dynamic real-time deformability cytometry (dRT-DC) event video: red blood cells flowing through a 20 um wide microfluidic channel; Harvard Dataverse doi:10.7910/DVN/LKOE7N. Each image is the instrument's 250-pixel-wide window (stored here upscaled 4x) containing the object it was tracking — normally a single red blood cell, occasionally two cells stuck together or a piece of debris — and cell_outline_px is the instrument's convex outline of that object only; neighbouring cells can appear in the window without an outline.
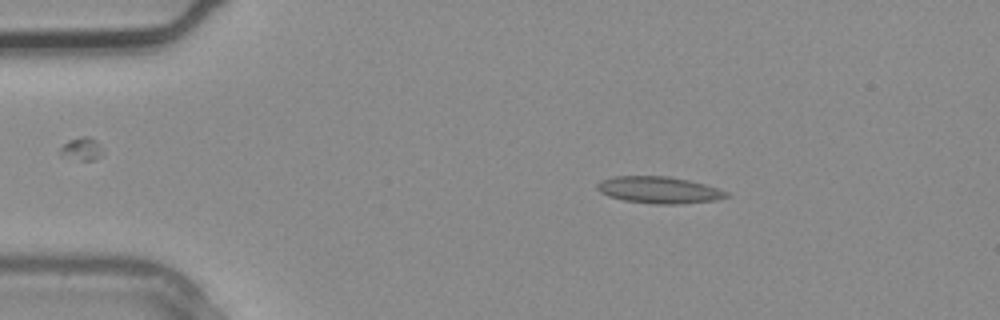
{"species": "common noctule bat (a hibernating species)", "species_latin": "Nyctalus noctula", "temperature_condition": "warm", "stored_images_in_passage": 2, "camera_frame_rate_fps": 3000, "um_per_image_px": 0.085, "animal": {"sex": "male", "body_mass_g": 20.4}, "frame": {"image": 1, "passage_image": 1, "time_ms": 0.0, "image_size_px": [1000, 320], "cell_outline_px": [[732, 196], [716, 200], [680, 204], [656, 204], [624, 200], [608, 196], [600, 192], [596, 188], [596, 184], [600, 180], [616, 176], [668, 176], [688, 180], [704, 184], [728, 192]], "centroid_in_image_um": [56.01, 16.15], "position_along_channel_um": 29.0, "area_um2": 20.17}}